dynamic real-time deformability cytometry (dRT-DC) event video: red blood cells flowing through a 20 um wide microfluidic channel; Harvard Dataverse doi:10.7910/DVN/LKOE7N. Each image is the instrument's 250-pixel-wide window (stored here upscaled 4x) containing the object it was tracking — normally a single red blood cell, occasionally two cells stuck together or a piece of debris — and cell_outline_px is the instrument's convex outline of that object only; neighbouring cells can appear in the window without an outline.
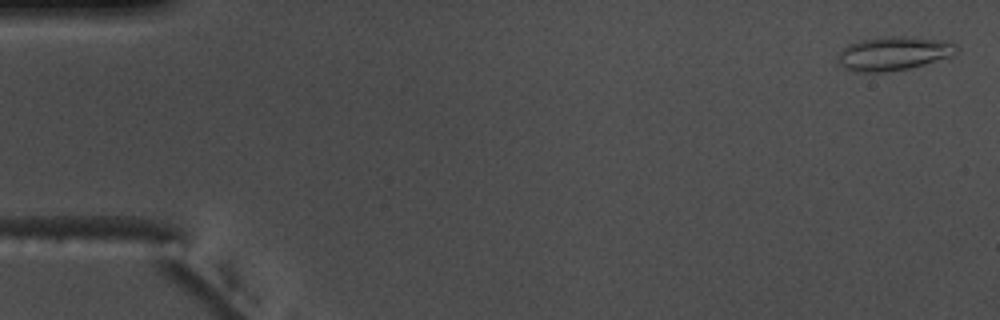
{"species": "common noctule bat (a hibernating species)", "species_latin": "Nyctalus noctula", "temperature_condition": "warm", "stored_images_in_passage": 55, "camera_frame_rate_fps": 3000, "um_per_image_px": 0.085, "animal": {"sex": "male", "body_mass_g": 17.5, "forearm_length_mm": 52.3}, "frame": {"image": 1, "passage_image": 2, "time_ms": 0.333, "image_size_px": [1000, 320], "cell_outline_px": [[960, 48], [952, 56], [924, 64], [908, 68], [884, 72], [864, 72], [844, 68], [836, 60], [836, 56], [848, 44], [860, 40], [888, 36], [904, 36], [952, 40]], "centroid_in_image_um": [76.0, 4.52], "position_along_channel_um": 9.0, "area_um2": 23.58}}
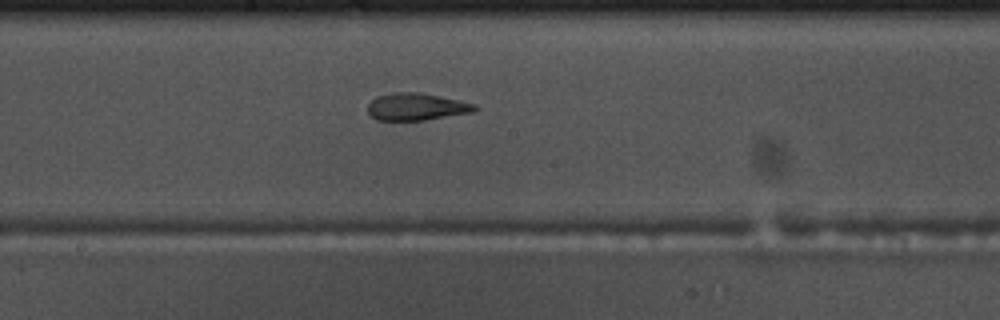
{"frame": {"image": 2, "passage_image": 30, "time_ms": 9.667, "image_size_px": [1000, 320], "cell_outline_px": [[480, 108], [472, 112], [424, 120], [376, 120], [368, 112], [368, 104], [376, 96], [392, 92], [420, 92], [460, 100], [476, 104]], "centroid_in_image_um": [35.4, 9.06], "position_along_channel_um": 212.8, "area_um2": 17.05}}
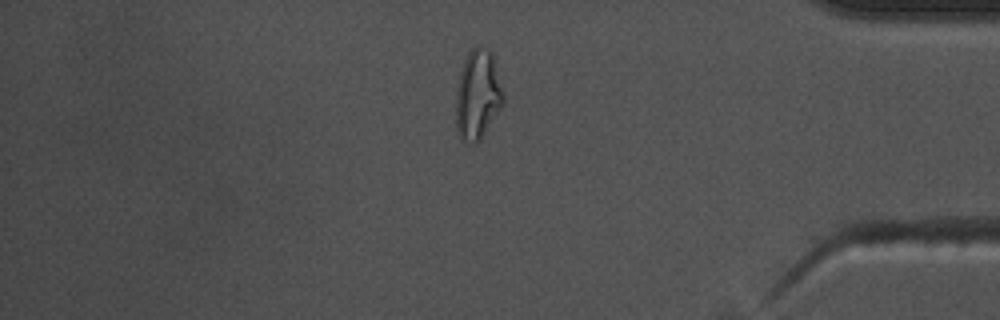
{"frame": {"image": 3, "passage_image": 47, "time_ms": 15.333, "image_size_px": [1000, 320], "cell_outline_px": [[504, 104], [480, 140], [476, 144], [468, 144], [460, 140], [456, 132], [456, 92], [460, 72], [464, 60], [468, 52], [476, 44], [488, 48], [492, 52], [496, 64], [504, 92]], "centroid_in_image_um": [40.61, 8.07], "position_along_channel_um": 394.6, "area_um2": 25.43}, "authors_computed_cell_mechanics": {"area_um2": 19.363, "velocity_mm_per_s": 3.7059, "shape_relaxation_time_tau1_ms": null, "shape_relaxation_time_tau2_ms": 1.7366, "deformation_change_tau1": null, "deformation_change_tau2": 0.0932}}